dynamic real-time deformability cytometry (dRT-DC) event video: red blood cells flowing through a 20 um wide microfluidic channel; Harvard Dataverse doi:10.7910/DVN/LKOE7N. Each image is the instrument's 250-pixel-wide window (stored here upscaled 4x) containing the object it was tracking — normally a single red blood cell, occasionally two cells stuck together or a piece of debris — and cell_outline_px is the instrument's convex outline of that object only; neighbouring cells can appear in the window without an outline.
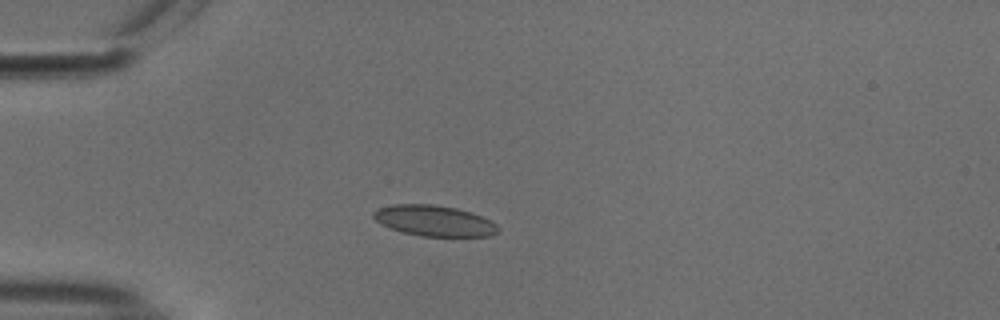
{"species": "common noctule bat (a hibernating species)", "species_latin": "Nyctalus noctula", "temperature_condition": "cold", "stored_images_in_passage": 51, "camera_frame_rate_fps": 3000, "um_per_image_px": 0.085, "animal": {"sex": "male", "body_mass_g": 18.8}, "frame": {"image": 1, "passage_image": 12, "time_ms": 3.667, "image_size_px": [1000, 320], "cell_outline_px": [[500, 228], [492, 236], [420, 236], [404, 232], [380, 224], [372, 216], [372, 212], [376, 208], [392, 204], [432, 204], [456, 208], [472, 212], [492, 220]], "centroid_in_image_um": [36.91, 18.75], "position_along_channel_um": 48.1, "area_um2": 22.48}}
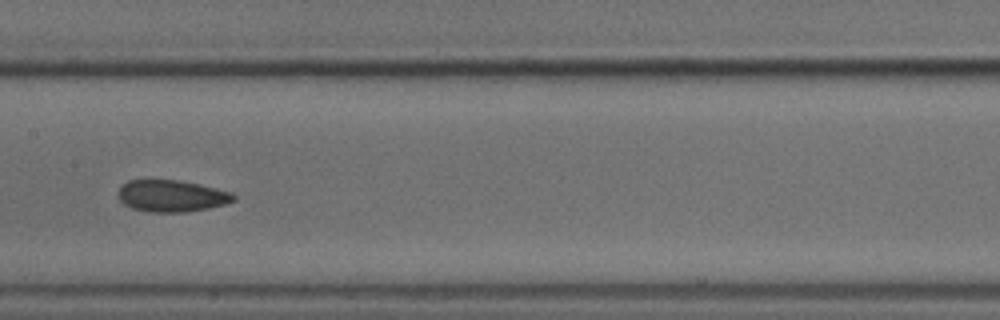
{"frame": {"image": 2, "passage_image": 25, "time_ms": 8.0, "image_size_px": [1000, 320], "cell_outline_px": [[236, 200], [228, 204], [188, 212], [148, 212], [132, 208], [124, 204], [120, 200], [120, 188], [128, 180], [180, 180], [232, 192], [236, 196]], "centroid_in_image_um": [14.64, 16.66], "position_along_channel_um": 192.8, "area_um2": 21.33}}
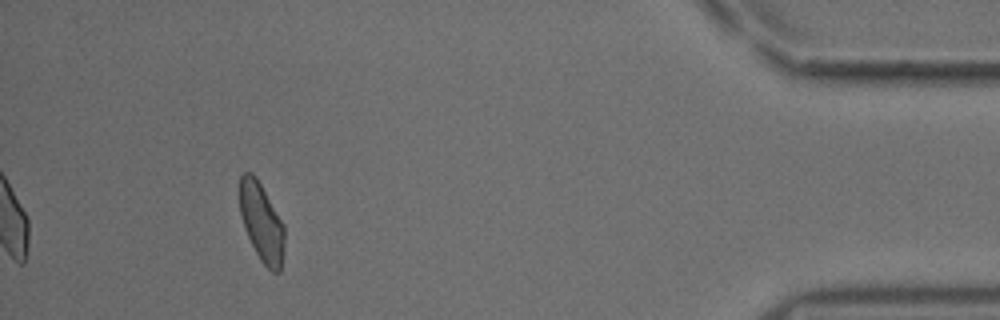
{"frame": {"image": 3, "passage_image": 47, "time_ms": 15.333, "image_size_px": [1000, 320], "cell_outline_px": [[284, 244], [280, 272], [272, 272], [260, 260], [248, 236], [240, 216], [240, 176], [244, 172], [252, 172], [256, 176], [284, 224]], "centroid_in_image_um": [22.23, 18.88], "position_along_channel_um": 413.0, "area_um2": 20.35}, "authors_computed_cell_mechanics": {"area_um2": 21.3282, "velocity_mm_per_s": 3.7657, "shape_relaxation_time_tau1_ms": 6.6045, "shape_relaxation_time_tau2_ms": 2.9873, "deformation_change_tau1": 0.1242, "deformation_change_tau2": 0.0758}}